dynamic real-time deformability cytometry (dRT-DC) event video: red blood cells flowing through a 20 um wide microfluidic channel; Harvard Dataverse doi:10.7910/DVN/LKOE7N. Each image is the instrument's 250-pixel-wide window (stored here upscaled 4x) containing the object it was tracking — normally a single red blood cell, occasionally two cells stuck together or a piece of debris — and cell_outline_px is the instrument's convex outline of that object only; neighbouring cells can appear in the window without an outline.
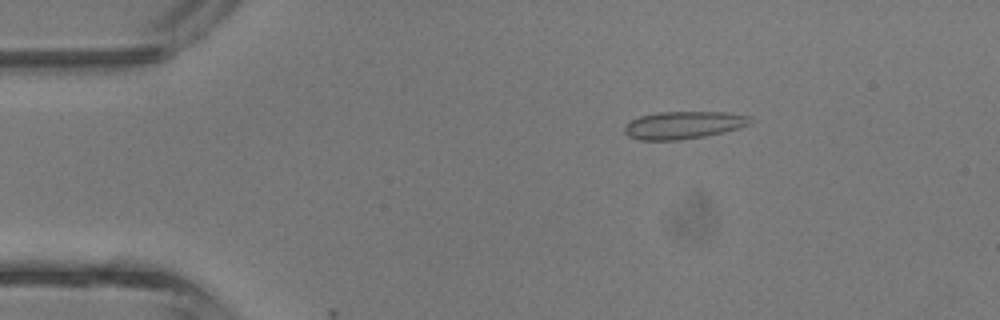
{"species": "common noctule bat (a hibernating species)", "species_latin": "Nyctalus noctula", "temperature_condition": "room temperature", "stored_images_in_passage": 8, "camera_frame_rate_fps": 3000, "um_per_image_px": 0.085, "animal": {"sex": "male", "body_mass_g": 13.3}, "frame": {"image": 1, "passage_image": 7, "time_ms": 2.0, "image_size_px": [1000, 320], "cell_outline_px": [[752, 120], [748, 124], [724, 132], [704, 136], [680, 140], [640, 140], [628, 136], [624, 132], [624, 128], [632, 120], [640, 116], [660, 112], [728, 112], [752, 116]], "centroid_in_image_um": [58.11, 10.63], "position_along_channel_um": 26.9, "area_um2": 20.06}}